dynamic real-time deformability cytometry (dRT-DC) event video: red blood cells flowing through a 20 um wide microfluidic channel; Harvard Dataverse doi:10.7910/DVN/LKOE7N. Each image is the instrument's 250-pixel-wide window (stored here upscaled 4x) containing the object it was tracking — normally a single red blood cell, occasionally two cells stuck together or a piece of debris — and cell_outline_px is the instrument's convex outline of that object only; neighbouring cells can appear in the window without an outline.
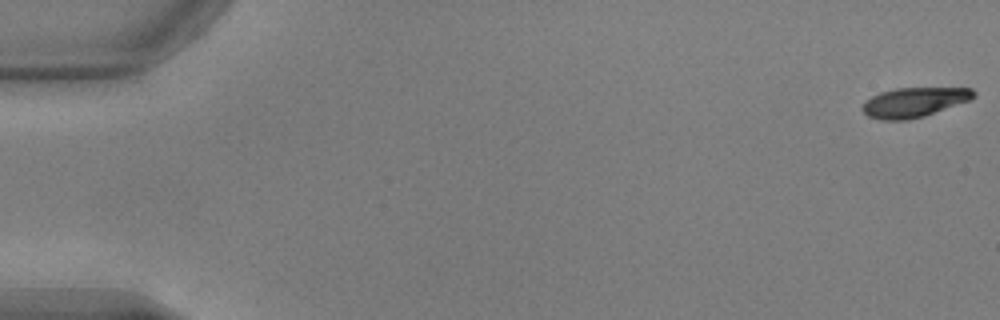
{"species": "common noctule bat (a hibernating species)", "species_latin": "Nyctalus noctula", "temperature_condition": "warm", "stored_images_in_passage": 53, "camera_frame_rate_fps": 3000, "um_per_image_px": 0.085, "animal": {"sex": "male", "body_mass_g": 17.9, "forearm_length_mm": 54.2}, "frame": {"image": 1, "passage_image": 1, "time_ms": 0.0, "image_size_px": [1000, 320], "cell_outline_px": [[976, 96], [968, 100], [924, 116], [908, 120], [880, 120], [868, 116], [860, 108], [864, 100], [880, 92], [896, 88], [972, 88], [976, 92]], "centroid_in_image_um": [77.64, 8.69], "position_along_channel_um": 7.4, "area_um2": 19.19}}
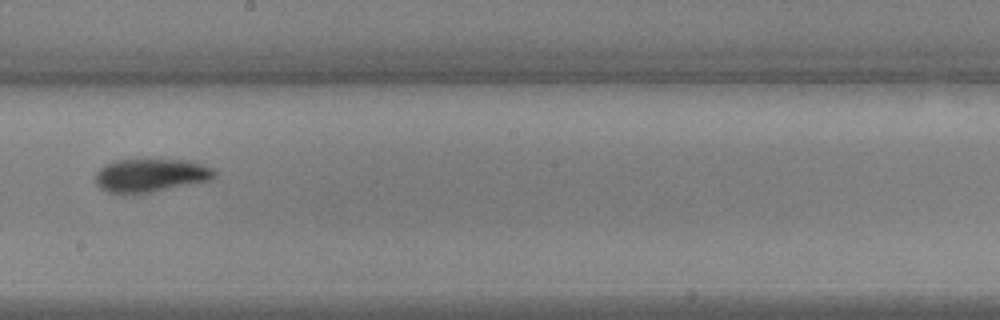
{"frame": {"image": 2, "passage_image": 31, "time_ms": 10.0, "image_size_px": [1000, 320], "cell_outline_px": [[216, 176], [208, 180], [132, 196], [108, 192], [100, 188], [96, 184], [96, 172], [104, 164], [116, 160], [188, 160], [212, 168], [216, 172]], "centroid_in_image_um": [12.74, 14.92], "position_along_channel_um": 235.5, "area_um2": 23.18}}
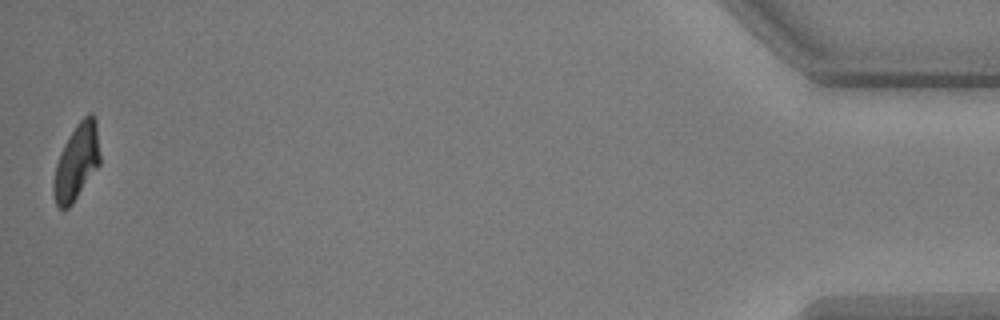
{"frame": {"image": 3, "passage_image": 53, "time_ms": 17.333, "image_size_px": [1000, 320], "cell_outline_px": [[100, 164], [72, 204], [68, 208], [60, 208], [56, 204], [52, 192], [52, 184], [56, 164], [60, 152], [64, 144], [76, 124], [88, 112], [92, 112], [96, 116], [100, 156]], "centroid_in_image_um": [6.51, 13.74], "position_along_channel_um": 428.7, "area_um2": 20.69}, "authors_computed_cell_mechanics": {"area_um2": 21.675, "velocity_mm_per_s": 3.825, "shape_relaxation_time_tau1_ms": 3.2913, "shape_relaxation_time_tau2_ms": 2.8141, "deformation_change_tau1": 0.1771, "deformation_change_tau2": 0.086}}